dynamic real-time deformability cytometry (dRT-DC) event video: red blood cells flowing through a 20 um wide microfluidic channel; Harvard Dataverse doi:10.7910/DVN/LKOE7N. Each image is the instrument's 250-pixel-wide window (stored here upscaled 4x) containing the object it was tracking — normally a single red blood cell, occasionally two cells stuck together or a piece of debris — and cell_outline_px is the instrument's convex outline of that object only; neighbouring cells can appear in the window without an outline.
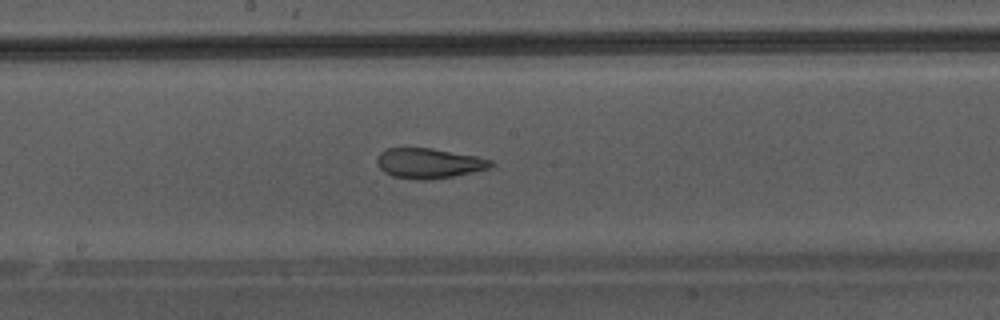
{"species": "Egyptian fruit bat (a non-hibernating species)", "species_latin": "Rousettus aegyptiacus", "temperature_condition": "warm", "stored_images_in_passage": 47, "camera_frame_rate_fps": 3000, "um_per_image_px": 0.085, "animal": {"sex": "male"}, "frame": {"image": 1, "passage_image": 27, "time_ms": 8.667, "image_size_px": [1000, 320], "cell_outline_px": [[496, 164], [492, 168], [452, 176], [428, 180], [420, 180], [392, 176], [384, 172], [376, 164], [376, 156], [384, 148], [432, 148], [476, 156], [492, 160]], "centroid_in_image_um": [36.45, 13.87], "position_along_channel_um": 211.8, "area_um2": 20.17}}